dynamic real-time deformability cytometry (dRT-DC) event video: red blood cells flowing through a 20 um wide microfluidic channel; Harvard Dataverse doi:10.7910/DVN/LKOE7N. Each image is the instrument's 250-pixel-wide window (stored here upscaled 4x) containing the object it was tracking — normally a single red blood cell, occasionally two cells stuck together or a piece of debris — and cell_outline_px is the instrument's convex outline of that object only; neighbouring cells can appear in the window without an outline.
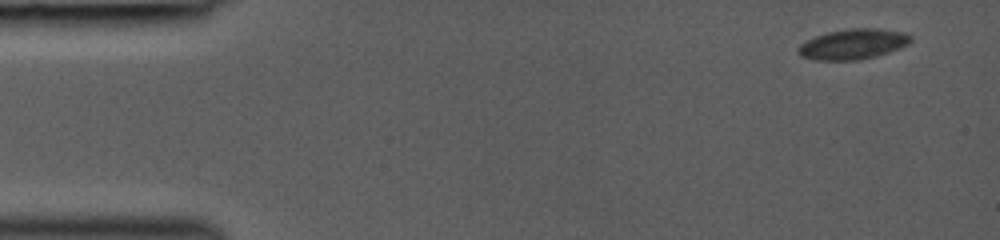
{"species": "common noctule bat (a hibernating species)", "species_latin": "Nyctalus noctula", "temperature_condition": "room temperature", "stored_images_in_passage": 10, "camera_frame_rate_fps": 3000, "um_per_image_px": 0.085, "animal": {"sex": "female", "body_mass_g": 19.0, "forearm_length_mm": 53.3}, "frame": {"image": 1, "passage_image": 1, "time_ms": 0.0, "image_size_px": [1000, 240], "cell_outline_px": [[912, 40], [908, 44], [900, 48], [876, 56], [860, 60], [816, 60], [800, 56], [796, 52], [796, 48], [800, 44], [816, 36], [828, 32], [848, 28], [880, 28], [908, 32], [912, 36]], "centroid_in_image_um": [72.53, 3.74], "position_along_channel_um": 12.5, "area_um2": 20.17}}